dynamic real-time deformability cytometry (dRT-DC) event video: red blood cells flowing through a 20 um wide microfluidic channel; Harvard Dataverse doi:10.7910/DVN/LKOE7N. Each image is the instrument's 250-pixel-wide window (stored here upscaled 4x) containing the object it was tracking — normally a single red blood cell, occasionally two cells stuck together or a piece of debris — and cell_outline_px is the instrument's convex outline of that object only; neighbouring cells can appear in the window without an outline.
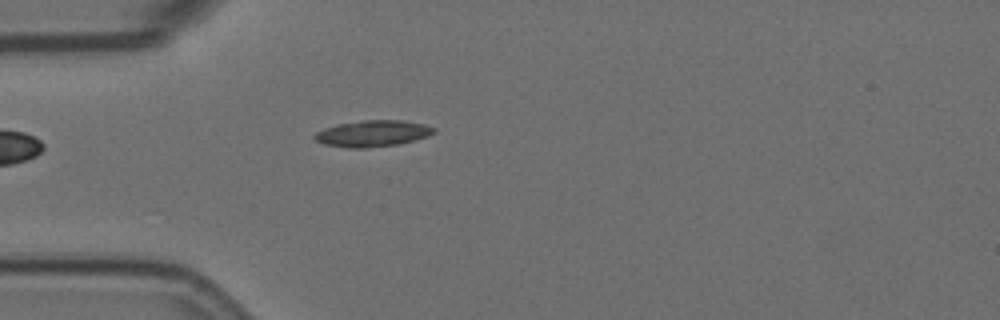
{"species": "Egyptian fruit bat (a non-hibernating species)", "species_latin": "Rousettus aegyptiacus", "temperature_condition": "room temperature", "stored_images_in_passage": 4, "camera_frame_rate_fps": 3000, "um_per_image_px": 0.085, "animal": {"sex": "female"}, "frame": {"image": 1, "passage_image": 4, "time_ms": 1.0, "image_size_px": [1000, 320], "cell_outline_px": [[436, 132], [428, 136], [416, 140], [400, 144], [364, 148], [348, 148], [324, 144], [316, 140], [312, 136], [316, 132], [324, 128], [336, 124], [364, 120], [404, 120], [424, 124], [436, 128]], "centroid_in_image_um": [31.69, 11.34], "position_along_channel_um": 53.3, "area_um2": 18.5}}